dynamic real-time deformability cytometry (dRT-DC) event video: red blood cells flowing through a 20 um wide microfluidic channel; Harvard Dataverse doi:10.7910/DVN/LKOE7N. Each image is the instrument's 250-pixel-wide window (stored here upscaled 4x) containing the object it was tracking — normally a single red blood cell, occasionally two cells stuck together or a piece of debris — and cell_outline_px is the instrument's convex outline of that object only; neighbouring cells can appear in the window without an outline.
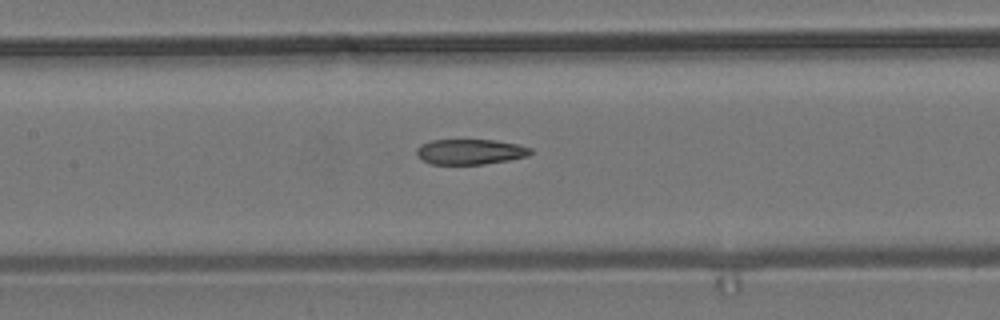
{"species": "common noctule bat (a hibernating species)", "species_latin": "Nyctalus noctula", "temperature_condition": "room temperature", "stored_images_in_passage": 6, "camera_frame_rate_fps": 3000, "um_per_image_px": 0.085, "animal": {"sex": "male", "body_mass_g": 19.2, "forearm_length_mm": 51.8}, "frame": {"image": 1, "passage_image": 6, "time_ms": 7.0, "image_size_px": [1000, 320], "cell_outline_px": [[532, 152], [528, 156], [508, 160], [484, 164], [432, 164], [416, 156], [416, 148], [420, 144], [432, 140], [496, 140], [520, 144], [532, 148]], "centroid_in_image_um": [39.98, 12.89], "position_along_channel_um": 167.4, "area_um2": 16.94}}